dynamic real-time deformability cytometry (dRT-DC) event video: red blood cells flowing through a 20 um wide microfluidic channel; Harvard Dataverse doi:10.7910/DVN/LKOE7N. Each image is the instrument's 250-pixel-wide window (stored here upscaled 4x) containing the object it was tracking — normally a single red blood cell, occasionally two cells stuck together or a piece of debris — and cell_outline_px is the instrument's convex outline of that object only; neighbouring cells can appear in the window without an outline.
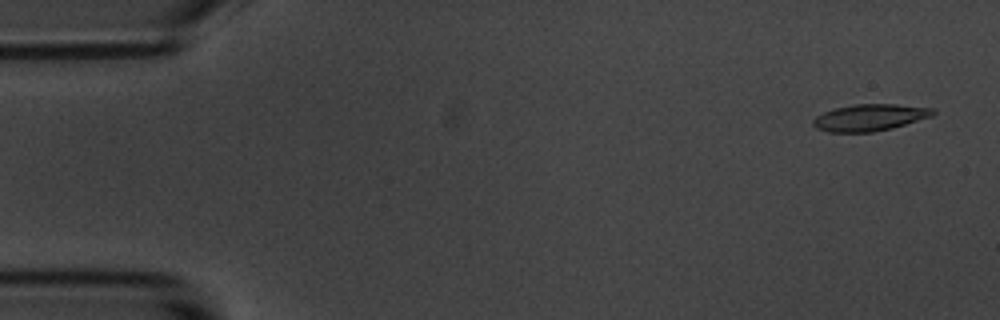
{"species": "common noctule bat (a hibernating species)", "species_latin": "Nyctalus noctula", "temperature_condition": "room temperature", "stored_images_in_passage": 51, "camera_frame_rate_fps": 3000, "um_per_image_px": 0.085, "animal": {"sex": "male", "body_mass_g": 20.1, "forearm_length_mm": 53.5}, "frame": {"image": 1, "passage_image": 3, "time_ms": 0.667, "image_size_px": [1000, 320], "cell_outline_px": [[936, 112], [932, 116], [892, 128], [872, 132], [828, 132], [816, 128], [812, 124], [812, 120], [816, 116], [832, 108], [852, 104], [896, 104], [936, 108]], "centroid_in_image_um": [73.92, 9.98], "position_along_channel_um": 11.1, "area_um2": 18.84}}
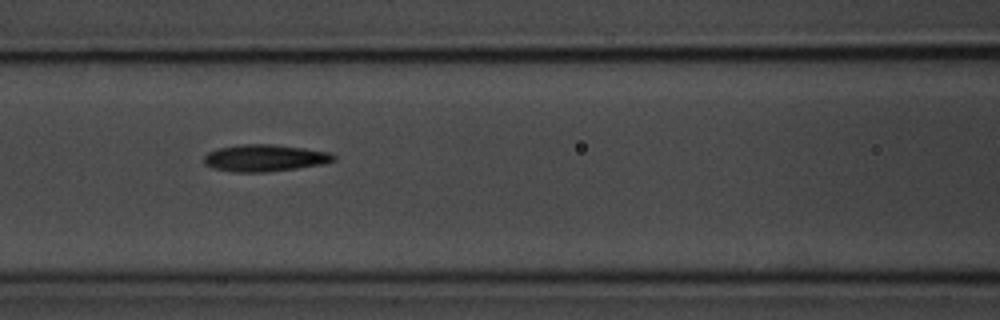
{"frame": {"image": 2, "passage_image": 24, "time_ms": 7.667, "image_size_px": [1000, 320], "cell_outline_px": [[336, 160], [324, 164], [296, 168], [264, 172], [232, 172], [212, 168], [204, 164], [204, 156], [208, 152], [220, 148], [240, 144], [272, 144], [304, 148], [328, 152], [336, 156]], "centroid_in_image_um": [22.5, 13.43], "position_along_channel_um": 144.1, "area_um2": 20.35}}
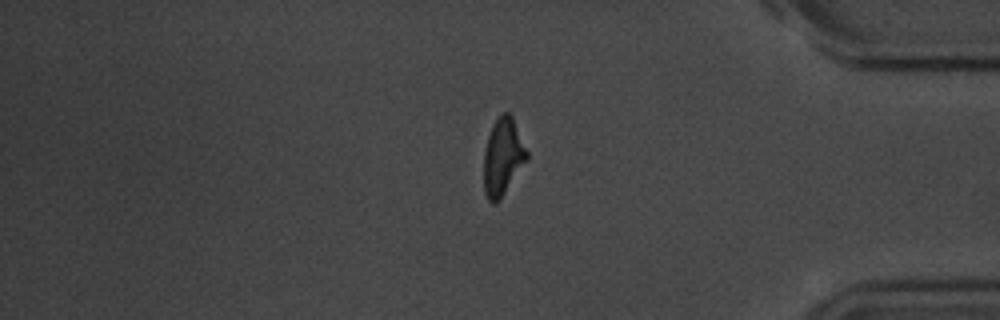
{"frame": {"image": 3, "passage_image": 47, "time_ms": 15.333, "image_size_px": [1000, 320], "cell_outline_px": [[528, 160], [500, 200], [496, 204], [492, 204], [488, 200], [484, 192], [484, 152], [488, 136], [492, 124], [500, 112], [508, 112], [512, 116], [528, 152]], "centroid_in_image_um": [42.74, 13.34], "position_along_channel_um": 392.5, "area_um2": 19.65}}